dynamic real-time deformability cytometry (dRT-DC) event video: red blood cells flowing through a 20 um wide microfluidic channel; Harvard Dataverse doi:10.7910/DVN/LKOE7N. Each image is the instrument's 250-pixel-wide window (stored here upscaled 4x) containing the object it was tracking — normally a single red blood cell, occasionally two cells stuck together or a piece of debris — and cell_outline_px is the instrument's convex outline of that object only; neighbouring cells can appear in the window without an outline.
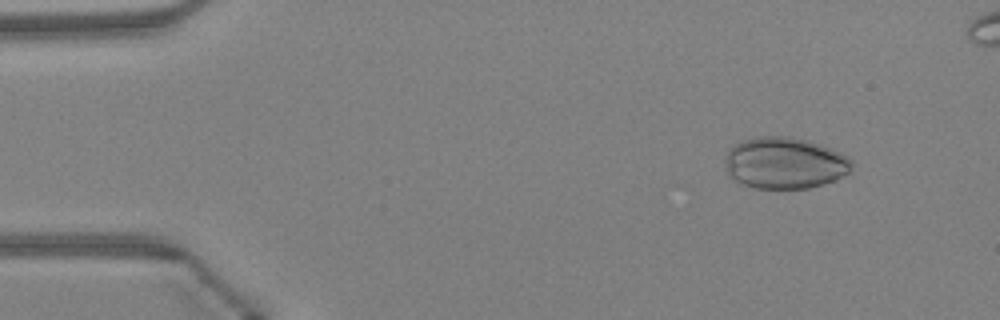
{"species": "Egyptian fruit bat (a non-hibernating species)", "species_latin": "Rousettus aegyptiacus", "temperature_condition": "warm", "stored_images_in_passage": 45, "camera_frame_rate_fps": 3000, "um_per_image_px": 0.085, "animal": {"sex": "female"}, "frame": {"image": 1, "passage_image": 5, "time_ms": 1.333, "image_size_px": [1000, 320], "cell_outline_px": [[852, 164], [848, 172], [832, 180], [808, 188], [752, 188], [736, 180], [728, 172], [724, 160], [728, 152], [736, 144], [744, 140], [756, 136], [788, 136], [808, 140], [820, 144], [840, 152], [848, 156], [852, 160]], "centroid_in_image_um": [66.7, 13.84], "position_along_channel_um": 18.3, "area_um2": 37.63}}
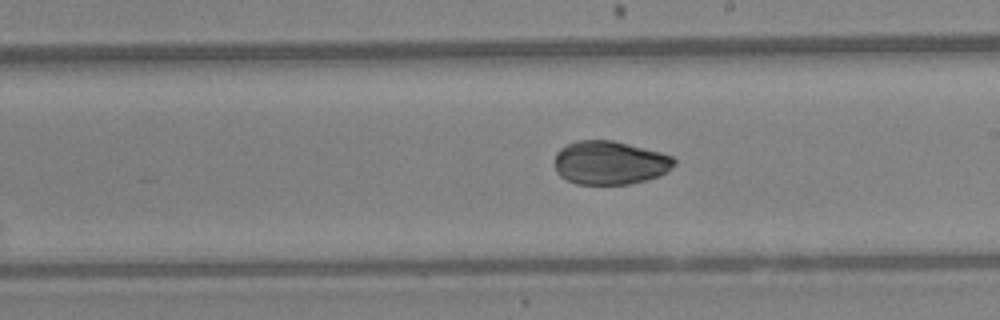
{"frame": {"image": 2, "passage_image": 27, "time_ms": 8.667, "image_size_px": [1000, 320], "cell_outline_px": [[676, 164], [660, 176], [632, 184], [576, 184], [560, 176], [556, 172], [556, 152], [560, 148], [576, 140], [612, 140], [660, 152], [672, 156], [676, 160]], "centroid_in_image_um": [51.85, 13.83], "position_along_channel_um": 237.2, "area_um2": 30.4}}
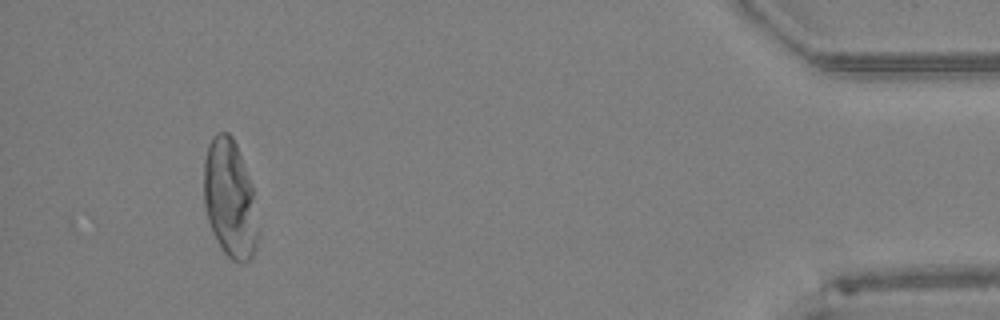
{"frame": {"image": 3, "passage_image": 44, "time_ms": 14.333, "image_size_px": [1000, 320], "cell_outline_px": [[260, 232], [256, 248], [252, 256], [244, 264], [240, 264], [232, 260], [224, 252], [216, 240], [212, 232], [208, 220], [204, 204], [204, 160], [208, 144], [216, 132], [228, 132], [232, 136], [236, 144], [252, 184]], "centroid_in_image_um": [19.56, 16.93], "position_along_channel_um": 415.6, "area_um2": 37.8}}